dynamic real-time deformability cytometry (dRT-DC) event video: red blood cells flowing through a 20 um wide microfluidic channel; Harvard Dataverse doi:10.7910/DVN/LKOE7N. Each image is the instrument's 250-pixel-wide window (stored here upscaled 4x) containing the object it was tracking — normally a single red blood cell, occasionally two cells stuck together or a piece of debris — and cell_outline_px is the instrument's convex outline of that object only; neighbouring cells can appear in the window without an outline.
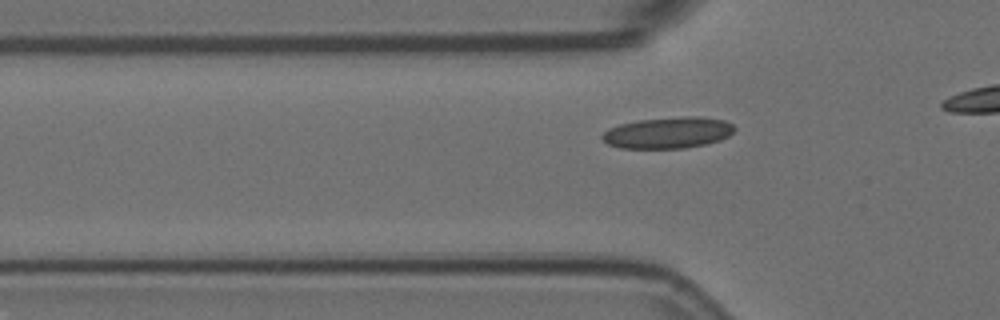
{"species": "Egyptian fruit bat (a non-hibernating species)", "species_latin": "Rousettus aegyptiacus", "temperature_condition": "room temperature", "stored_images_in_passage": 16, "camera_frame_rate_fps": 3000, "um_per_image_px": 0.085, "animal": {"sex": "female"}, "frame": {"image": 1, "passage_image": 6, "time_ms": 1.667, "image_size_px": [1000, 320], "cell_outline_px": [[736, 128], [728, 136], [720, 140], [708, 144], [684, 148], [620, 148], [608, 144], [600, 136], [608, 128], [620, 124], [636, 120], [684, 116], [700, 116], [724, 120], [732, 124]], "centroid_in_image_um": [56.79, 11.27], "position_along_channel_um": 69.0, "area_um2": 24.28}}
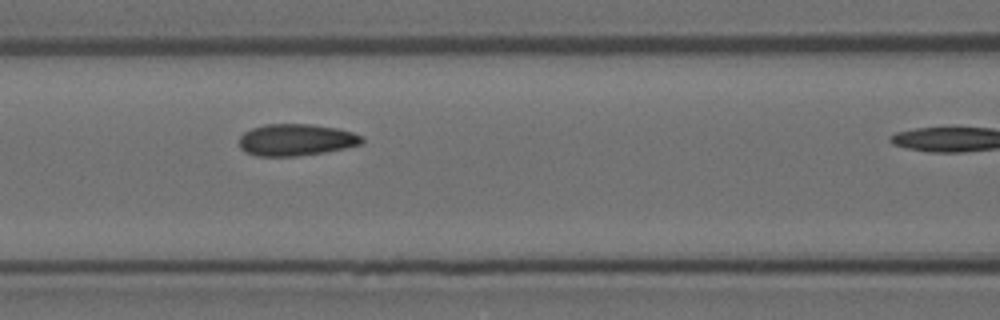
{"frame": {"image": 2, "passage_image": 12, "time_ms": 3.667, "image_size_px": [1000, 320], "cell_outline_px": [[364, 144], [324, 152], [296, 156], [256, 156], [244, 152], [240, 148], [240, 136], [244, 132], [252, 128], [264, 124], [312, 124], [336, 128], [352, 132], [364, 136]], "centroid_in_image_um": [25.17, 11.89], "position_along_channel_um": 141.4, "area_um2": 22.89}}
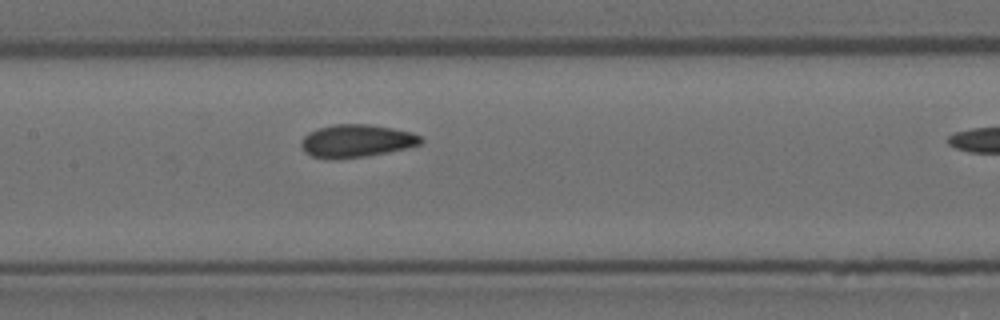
{"frame": {"image": 3, "passage_image": 15, "time_ms": 4.667, "image_size_px": [1000, 320], "cell_outline_px": [[424, 140], [420, 144], [404, 148], [364, 156], [312, 156], [304, 152], [300, 144], [304, 136], [308, 132], [320, 128], [336, 124], [368, 124], [392, 128], [412, 132], [420, 136]], "centroid_in_image_um": [30.32, 11.93], "position_along_channel_um": 177.1, "area_um2": 21.91}}